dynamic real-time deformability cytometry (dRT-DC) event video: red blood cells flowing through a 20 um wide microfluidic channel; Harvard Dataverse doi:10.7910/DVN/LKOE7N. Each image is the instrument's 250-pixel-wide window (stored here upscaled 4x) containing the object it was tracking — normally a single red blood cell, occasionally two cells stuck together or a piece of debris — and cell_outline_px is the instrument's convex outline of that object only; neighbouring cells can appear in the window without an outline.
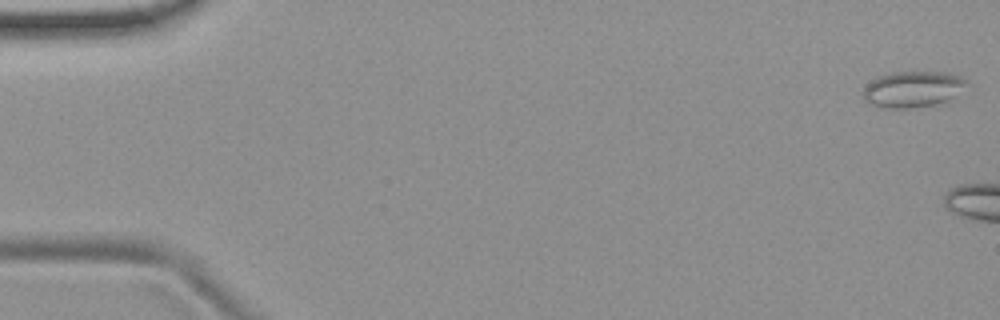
{"species": "common noctule bat (a hibernating species)", "species_latin": "Nyctalus noctula", "temperature_condition": "room temperature", "stored_images_in_passage": 13, "camera_frame_rate_fps": 3000, "um_per_image_px": 0.085, "animal": {"sex": "female", "body_mass_g": 19.9}, "frame": {"image": 1, "passage_image": 1, "time_ms": 0.0, "image_size_px": [1000, 320], "cell_outline_px": [[972, 84], [948, 100], [932, 104], [908, 108], [888, 108], [872, 104], [864, 100], [864, 88], [876, 76], [892, 72], [944, 72], [960, 76], [968, 80]], "centroid_in_image_um": [77.63, 7.56], "position_along_channel_um": 7.4, "area_um2": 21.73}}